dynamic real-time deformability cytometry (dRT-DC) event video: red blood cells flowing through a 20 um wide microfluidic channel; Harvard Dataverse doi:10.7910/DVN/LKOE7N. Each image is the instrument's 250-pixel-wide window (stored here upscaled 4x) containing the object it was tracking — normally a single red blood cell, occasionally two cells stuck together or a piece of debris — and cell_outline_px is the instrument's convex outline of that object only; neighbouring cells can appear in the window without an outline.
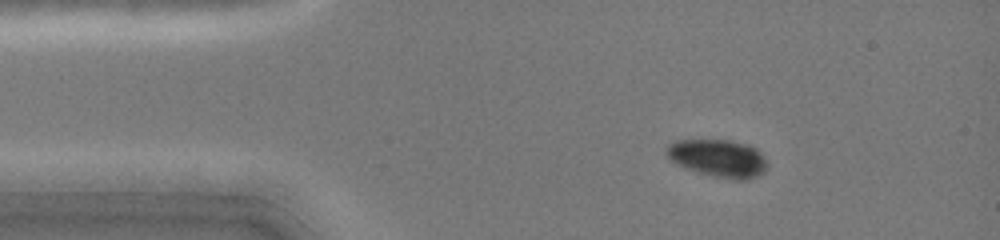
{"species": "common noctule bat (a hibernating species)", "species_latin": "Nyctalus noctula", "temperature_condition": "cold", "stored_images_in_passage": 35, "camera_frame_rate_fps": 3000, "um_per_image_px": 0.085, "animal": {"sex": "female", "body_mass_g": 19.0, "forearm_length_mm": 51.5}, "frame": {"image": 1, "passage_image": 5, "time_ms": 1.333, "image_size_px": [1000, 240], "cell_outline_px": [[768, 168], [760, 176], [744, 180], [732, 180], [712, 176], [684, 168], [676, 164], [668, 156], [668, 144], [676, 140], [732, 140], [748, 144], [756, 148], [760, 152], [768, 164]], "centroid_in_image_um": [61.1, 13.46], "position_along_channel_um": 23.9, "area_um2": 22.31}}
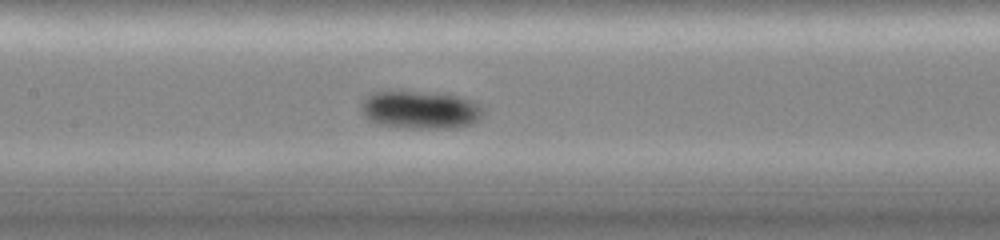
{"frame": {"image": 2, "passage_image": 20, "time_ms": 6.333, "image_size_px": [1000, 240], "cell_outline_px": [[480, 116], [472, 124], [456, 128], [412, 128], [380, 124], [364, 116], [364, 100], [372, 92], [444, 92], [468, 100], [476, 104], [480, 108]], "centroid_in_image_um": [35.74, 9.34], "position_along_channel_um": 171.7, "area_um2": 26.18}}
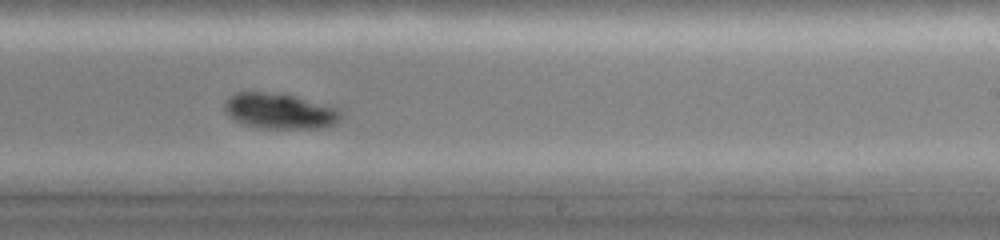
{"frame": {"image": 3, "passage_image": 27, "time_ms": 8.667, "image_size_px": [1000, 240], "cell_outline_px": [[340, 116], [332, 124], [320, 128], [260, 128], [244, 124], [236, 120], [224, 108], [224, 104], [228, 96], [236, 92], [264, 92], [296, 96], [340, 108]], "centroid_in_image_um": [23.76, 9.43], "position_along_channel_um": 265.2, "area_um2": 23.76}}